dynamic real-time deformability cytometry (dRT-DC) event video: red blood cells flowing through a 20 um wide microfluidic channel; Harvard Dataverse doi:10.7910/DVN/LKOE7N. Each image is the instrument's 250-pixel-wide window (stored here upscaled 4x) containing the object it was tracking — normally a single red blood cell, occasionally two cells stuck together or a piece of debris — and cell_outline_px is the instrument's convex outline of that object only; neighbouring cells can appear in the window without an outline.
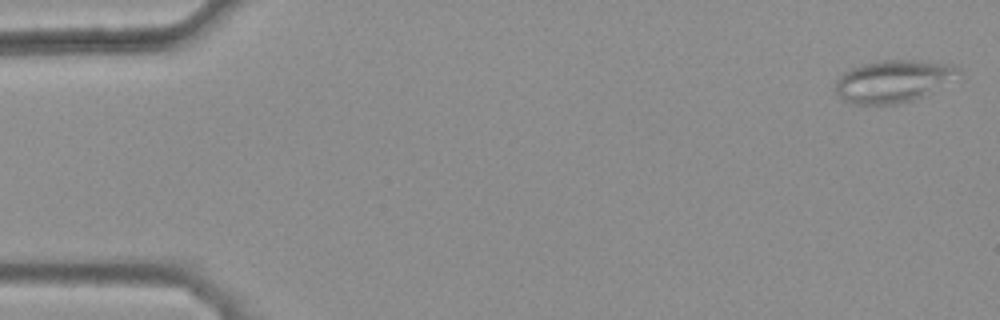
{"species": "common noctule bat (a hibernating species)", "species_latin": "Nyctalus noctula", "temperature_condition": "warm", "stored_images_in_passage": 11, "camera_frame_rate_fps": 3000, "um_per_image_px": 0.085, "animal": {"sex": "female", "body_mass_g": 25.1}, "frame": {"image": 1, "passage_image": 1, "time_ms": 0.0, "image_size_px": [1000, 320], "cell_outline_px": [[960, 72], [924, 96], [912, 100], [896, 104], [852, 104], [840, 100], [832, 88], [836, 80], [844, 72], [860, 64], [880, 60], [920, 60], [952, 64], [960, 68]], "centroid_in_image_um": [75.81, 6.9], "position_along_channel_um": 9.2, "area_um2": 30.35}}